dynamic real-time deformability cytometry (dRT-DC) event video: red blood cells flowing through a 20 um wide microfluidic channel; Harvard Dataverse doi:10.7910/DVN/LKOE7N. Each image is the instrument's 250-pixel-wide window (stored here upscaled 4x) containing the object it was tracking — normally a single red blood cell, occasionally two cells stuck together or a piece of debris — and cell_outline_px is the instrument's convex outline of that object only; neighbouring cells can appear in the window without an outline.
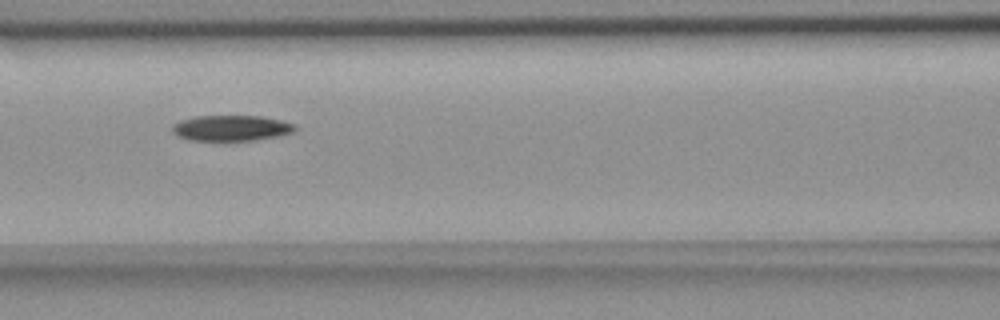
{"species": "common noctule bat (a hibernating species)", "species_latin": "Nyctalus noctula", "temperature_condition": "room temperature", "stored_images_in_passage": 7, "camera_frame_rate_fps": 3000, "um_per_image_px": 0.085, "animal": {"sex": "female", "body_mass_g": 18.4}, "frame": {"image": 1, "passage_image": 4, "time_ms": 3.667, "image_size_px": [1000, 320], "cell_outline_px": [[296, 128], [292, 132], [280, 136], [256, 140], [188, 140], [176, 136], [172, 132], [172, 124], [180, 120], [196, 116], [260, 116], [280, 120], [296, 124]], "centroid_in_image_um": [19.63, 10.88], "position_along_channel_um": 147.0, "area_um2": 18.44}}
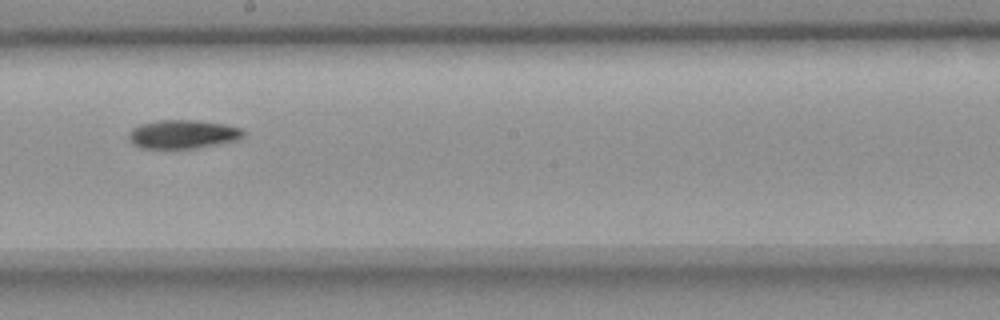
{"frame": {"image": 2, "passage_image": 6, "time_ms": 6.0, "image_size_px": [1000, 320], "cell_outline_px": [[244, 136], [240, 140], [196, 148], [140, 148], [132, 144], [128, 140], [128, 132], [132, 128], [140, 124], [156, 120], [196, 120], [224, 124], [240, 128], [244, 132]], "centroid_in_image_um": [15.51, 11.41], "position_along_channel_um": 232.7, "area_um2": 19.36}}
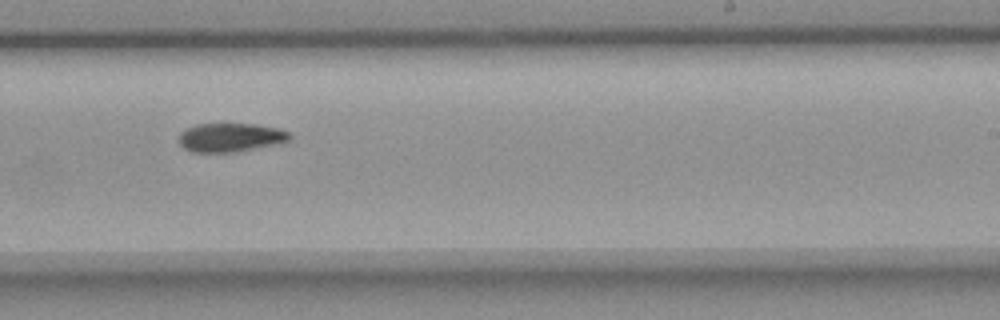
{"frame": {"image": 3, "passage_image": 7, "time_ms": 7.0, "image_size_px": [1000, 320], "cell_outline_px": [[292, 136], [288, 140], [236, 152], [192, 152], [184, 148], [180, 144], [180, 132], [184, 128], [196, 124], [256, 124], [280, 128], [288, 132]], "centroid_in_image_um": [19.54, 11.67], "position_along_channel_um": 269.5, "area_um2": 18.38}}